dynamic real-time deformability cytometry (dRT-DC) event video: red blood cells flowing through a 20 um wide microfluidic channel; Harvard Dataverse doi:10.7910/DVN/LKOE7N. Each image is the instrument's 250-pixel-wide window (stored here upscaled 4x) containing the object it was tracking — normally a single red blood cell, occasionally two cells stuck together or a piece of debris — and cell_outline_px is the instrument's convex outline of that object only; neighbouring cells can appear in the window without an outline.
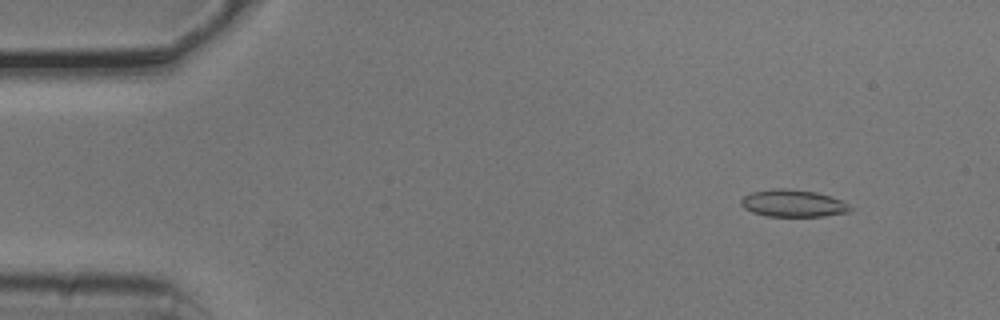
{"species": "common noctule bat (a hibernating species)", "species_latin": "Nyctalus noctula", "temperature_condition": "cold", "stored_images_in_passage": 17, "camera_frame_rate_fps": 3000, "um_per_image_px": 0.085, "animal": {"sex": "male", "body_mass_g": 20.5, "forearm_length_mm": 52.5}, "frame": {"image": 1, "passage_image": 6, "time_ms": 1.667, "image_size_px": [1000, 320], "cell_outline_px": [[852, 212], [824, 216], [768, 216], [752, 212], [744, 208], [740, 204], [740, 200], [744, 196], [752, 192], [776, 188], [784, 188], [816, 192], [832, 196], [848, 204], [852, 208]], "centroid_in_image_um": [67.43, 17.28], "position_along_channel_um": 17.6, "area_um2": 17.34}}
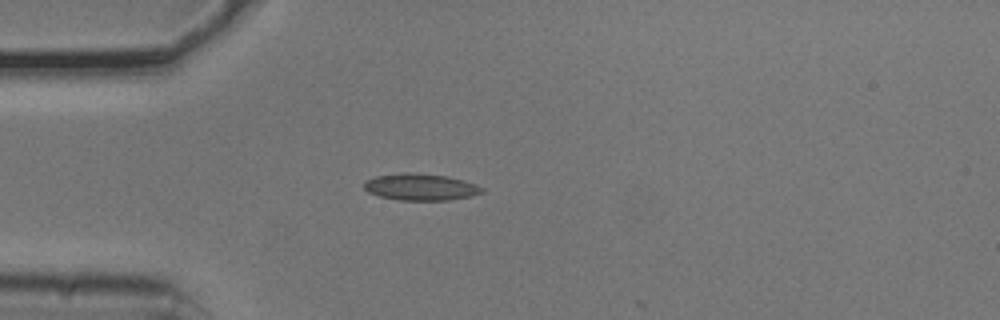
{"frame": {"image": 2, "passage_image": 15, "time_ms": 4.667, "image_size_px": [1000, 320], "cell_outline_px": [[484, 192], [472, 196], [448, 200], [400, 200], [380, 196], [368, 192], [364, 188], [364, 180], [376, 176], [404, 172], [408, 172], [448, 176], [464, 180], [476, 184], [484, 188]], "centroid_in_image_um": [35.77, 15.89], "position_along_channel_um": 49.2, "area_um2": 18.44}}